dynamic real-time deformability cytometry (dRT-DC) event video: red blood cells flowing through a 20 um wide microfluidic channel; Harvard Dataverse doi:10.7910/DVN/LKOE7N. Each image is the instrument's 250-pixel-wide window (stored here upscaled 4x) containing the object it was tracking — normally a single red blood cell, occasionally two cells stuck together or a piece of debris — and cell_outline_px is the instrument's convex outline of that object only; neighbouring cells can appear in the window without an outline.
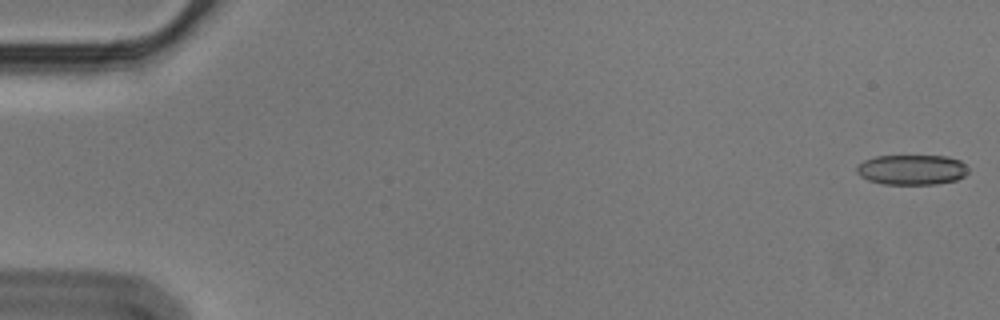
{"species": "Egyptian fruit bat (a non-hibernating species)", "species_latin": "Rousettus aegyptiacus", "temperature_condition": "cold", "stored_images_in_passage": 14, "camera_frame_rate_fps": 3000, "um_per_image_px": 0.085, "animal": {"sex": "male"}, "frame": {"image": 1, "passage_image": 1, "time_ms": 0.0, "image_size_px": [1000, 320], "cell_outline_px": [[968, 172], [964, 176], [956, 180], [936, 184], [884, 184], [868, 180], [860, 176], [856, 172], [856, 168], [864, 160], [876, 156], [948, 156], [960, 160], [968, 168]], "centroid_in_image_um": [77.51, 14.42], "position_along_channel_um": 7.5, "area_um2": 19.59}}